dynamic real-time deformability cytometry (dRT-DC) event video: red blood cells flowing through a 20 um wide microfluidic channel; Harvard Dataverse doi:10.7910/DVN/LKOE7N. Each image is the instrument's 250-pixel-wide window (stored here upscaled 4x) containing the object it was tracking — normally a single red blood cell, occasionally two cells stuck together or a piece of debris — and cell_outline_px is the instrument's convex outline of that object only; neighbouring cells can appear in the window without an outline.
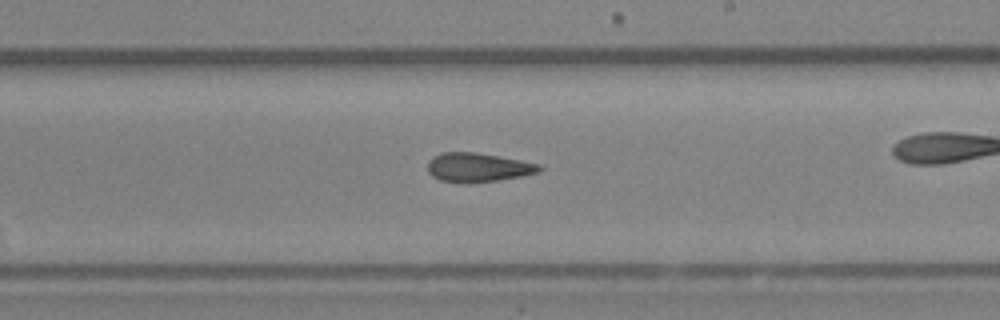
{"species": "Egyptian fruit bat (a non-hibernating species)", "species_latin": "Rousettus aegyptiacus", "temperature_condition": "room temperature", "stored_images_in_passage": 50, "camera_frame_rate_fps": 3000, "um_per_image_px": 0.085, "animal": {"sex": "female"}, "frame": {"image": 1, "passage_image": 29, "time_ms": 9.333, "image_size_px": [1000, 320], "cell_outline_px": [[544, 168], [540, 172], [520, 176], [496, 180], [468, 184], [440, 180], [432, 176], [428, 172], [428, 160], [432, 156], [440, 152], [476, 152], [520, 160], [540, 164]], "centroid_in_image_um": [40.6, 14.23], "position_along_channel_um": 248.4, "area_um2": 19.07}, "authors_computed_cell_mechanics": {"area_um2": 19.3052, "velocity_mm_per_s": 4.1845, "shape_relaxation_time_tau1_ms": null, "shape_relaxation_time_tau2_ms": 5.4408, "deformation_change_tau1": null, "deformation_change_tau2": 0.127}}